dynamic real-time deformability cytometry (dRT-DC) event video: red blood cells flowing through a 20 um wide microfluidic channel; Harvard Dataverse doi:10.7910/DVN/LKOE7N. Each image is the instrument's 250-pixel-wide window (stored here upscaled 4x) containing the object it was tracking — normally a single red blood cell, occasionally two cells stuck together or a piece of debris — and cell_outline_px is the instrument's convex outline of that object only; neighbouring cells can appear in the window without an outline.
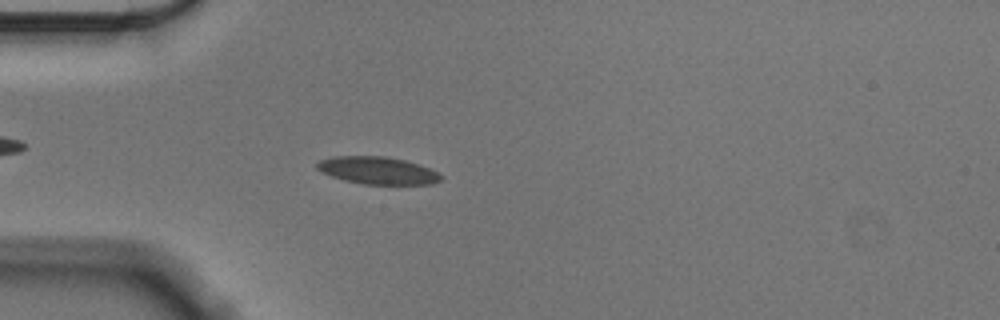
{"species": "Egyptian fruit bat (a non-hibernating species)", "species_latin": "Rousettus aegyptiacus", "temperature_condition": "cold", "stored_images_in_passage": 56, "camera_frame_rate_fps": 3000, "um_per_image_px": 0.085, "animal": {"sex": "male"}, "frame": {"image": 1, "passage_image": 16, "time_ms": 5.0, "image_size_px": [1000, 320], "cell_outline_px": [[444, 176], [440, 180], [432, 184], [364, 184], [344, 180], [320, 172], [316, 168], [316, 164], [320, 160], [332, 156], [388, 156], [420, 164]], "centroid_in_image_um": [32.08, 14.48], "position_along_channel_um": 52.9, "area_um2": 19.83}}
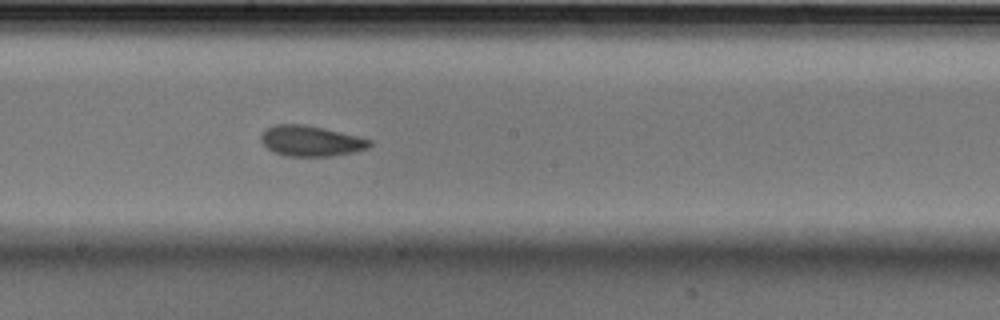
{"frame": {"image": 2, "passage_image": 31, "time_ms": 10.0, "image_size_px": [1000, 320], "cell_outline_px": [[372, 144], [368, 148], [356, 152], [332, 156], [284, 156], [272, 152], [260, 140], [260, 136], [264, 128], [276, 124], [304, 124], [324, 128], [372, 140]], "centroid_in_image_um": [26.4, 11.98], "position_along_channel_um": 221.8, "area_um2": 19.54}}
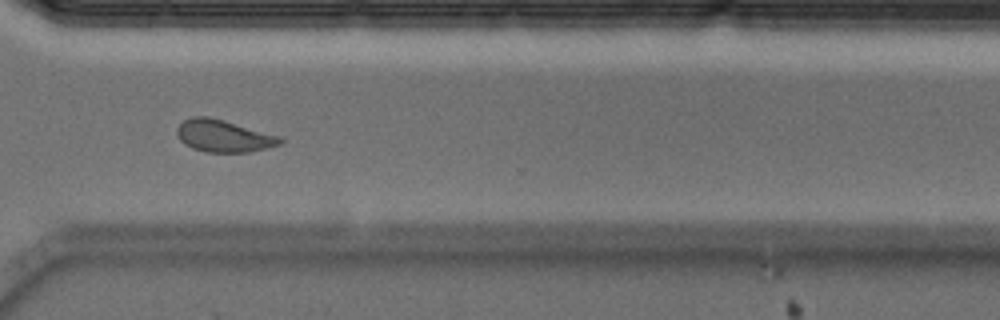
{"frame": {"image": 3, "passage_image": 42, "time_ms": 13.667, "image_size_px": [1000, 320], "cell_outline_px": [[284, 140], [280, 144], [268, 148], [248, 152], [204, 152], [192, 148], [184, 144], [180, 140], [176, 132], [176, 128], [184, 120], [192, 116], [208, 116], [224, 120], [280, 136]], "centroid_in_image_um": [18.99, 11.56], "position_along_channel_um": 351.6, "area_um2": 19.42}, "authors_computed_cell_mechanics": {"area_um2": 19.3341, "velocity_mm_per_s": 3.5477, "shape_relaxation_time_tau1_ms": 4.9648, "shape_relaxation_time_tau2_ms": 1.7064, "deformation_change_tau1": 0.1283, "deformation_change_tau2": 0.0777}}